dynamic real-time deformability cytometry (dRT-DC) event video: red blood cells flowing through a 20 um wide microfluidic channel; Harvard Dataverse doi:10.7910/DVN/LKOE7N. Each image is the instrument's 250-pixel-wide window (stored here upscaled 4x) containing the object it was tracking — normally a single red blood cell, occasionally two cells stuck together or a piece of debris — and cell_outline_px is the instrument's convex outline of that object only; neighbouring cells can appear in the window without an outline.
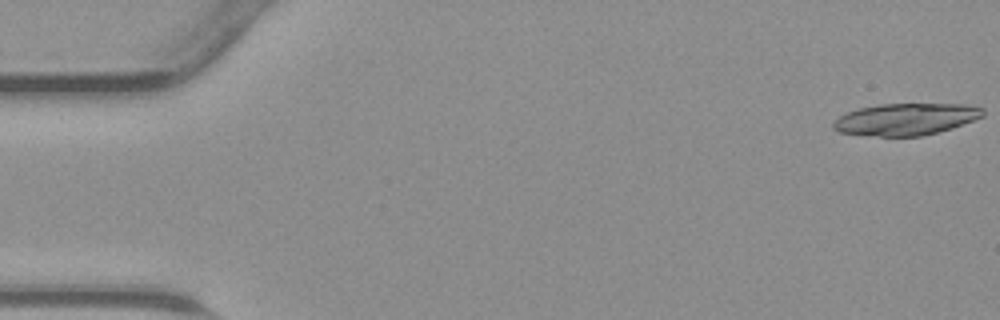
{"species": "common noctule bat (a hibernating species)", "species_latin": "Nyctalus noctula", "temperature_condition": "warm", "stored_images_in_passage": 22, "camera_frame_rate_fps": 3000, "um_per_image_px": 0.085, "animal": {"sex": "male", "body_mass_g": 23.1, "forearm_length_mm": 52.7}, "frame": {"image": 1, "passage_image": 1, "time_ms": 0.0, "image_size_px": [1000, 320], "cell_outline_px": [[984, 116], [952, 128], [920, 136], [880, 136], [840, 132], [832, 128], [832, 124], [840, 116], [848, 112], [860, 108], [880, 104], [964, 104], [984, 108]], "centroid_in_image_um": [77.02, 10.12], "position_along_channel_um": 8.0, "area_um2": 27.46}}